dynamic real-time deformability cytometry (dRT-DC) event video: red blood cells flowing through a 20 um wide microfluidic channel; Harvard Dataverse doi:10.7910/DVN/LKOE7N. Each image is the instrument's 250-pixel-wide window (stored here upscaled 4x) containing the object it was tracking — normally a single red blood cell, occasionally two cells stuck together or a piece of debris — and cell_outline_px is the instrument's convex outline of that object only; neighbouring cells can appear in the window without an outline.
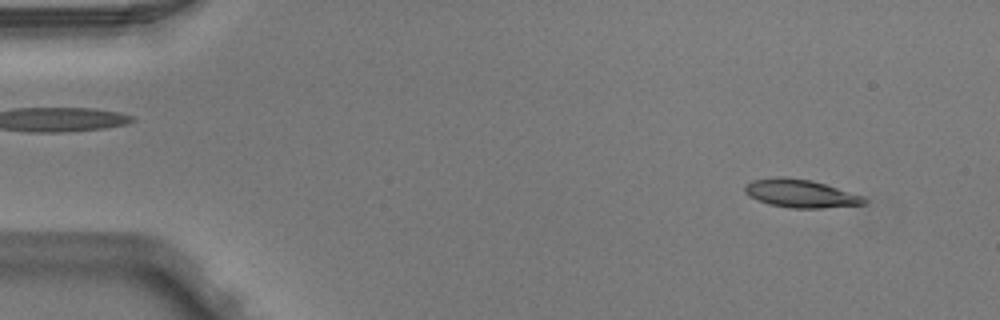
{"species": "Egyptian fruit bat (a non-hibernating species)", "species_latin": "Rousettus aegyptiacus", "temperature_condition": "warm", "stored_images_in_passage": 4, "camera_frame_rate_fps": 3000, "um_per_image_px": 0.085, "animal": {"sex": "male"}, "frame": {"image": 1, "passage_image": 1, "time_ms": 0.0, "image_size_px": [1000, 320], "cell_outline_px": [[868, 200], [864, 204], [820, 208], [792, 208], [772, 204], [760, 200], [744, 192], [744, 184], [752, 180], [776, 176], [784, 176], [812, 180], [864, 196]], "centroid_in_image_um": [68.06, 16.42], "position_along_channel_um": 16.9, "area_um2": 19.42}}